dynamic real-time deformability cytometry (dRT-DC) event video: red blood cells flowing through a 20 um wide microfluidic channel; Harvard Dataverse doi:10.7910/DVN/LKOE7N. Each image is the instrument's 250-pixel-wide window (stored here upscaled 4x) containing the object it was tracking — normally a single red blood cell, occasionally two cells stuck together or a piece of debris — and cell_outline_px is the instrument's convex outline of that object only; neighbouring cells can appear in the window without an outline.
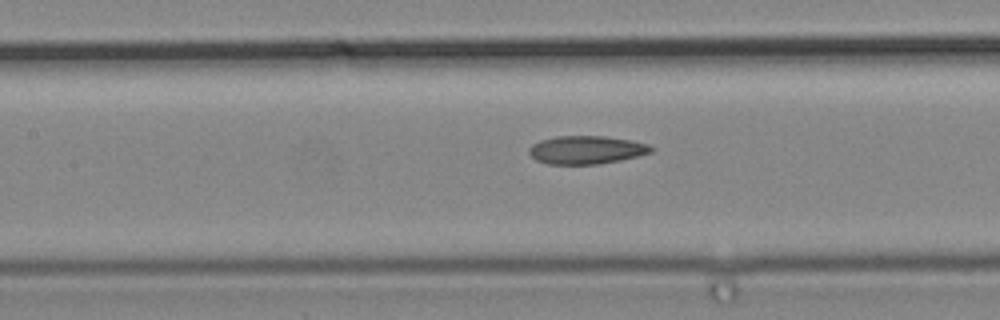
{"species": "common noctule bat (a hibernating species)", "species_latin": "Nyctalus noctula", "temperature_condition": "cold", "stored_images_in_passage": 7, "camera_frame_rate_fps": 3000, "um_per_image_px": 0.085, "animal": {"sex": "male", "body_mass_g": 19.2, "forearm_length_mm": 51.8}, "frame": {"image": 1, "passage_image": 7, "time_ms": 2.0, "image_size_px": [1000, 320], "cell_outline_px": [[656, 148], [652, 152], [620, 160], [600, 164], [548, 164], [536, 160], [528, 152], [528, 148], [532, 144], [540, 140], [556, 136], [604, 136], [628, 140], [648, 144]], "centroid_in_image_um": [49.82, 12.74], "position_along_channel_um": 157.6, "area_um2": 20.06}}